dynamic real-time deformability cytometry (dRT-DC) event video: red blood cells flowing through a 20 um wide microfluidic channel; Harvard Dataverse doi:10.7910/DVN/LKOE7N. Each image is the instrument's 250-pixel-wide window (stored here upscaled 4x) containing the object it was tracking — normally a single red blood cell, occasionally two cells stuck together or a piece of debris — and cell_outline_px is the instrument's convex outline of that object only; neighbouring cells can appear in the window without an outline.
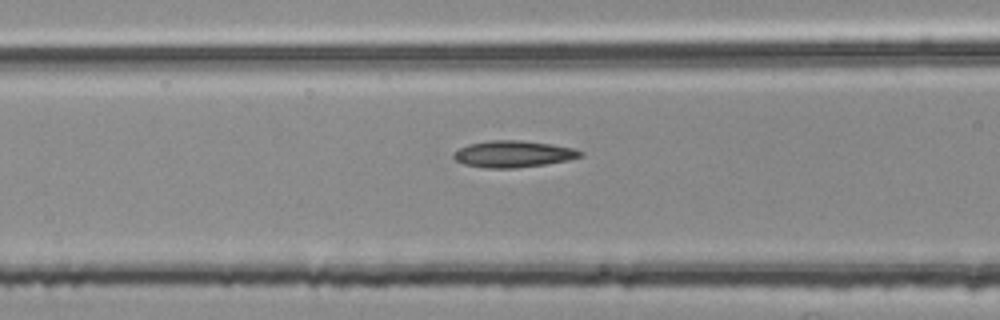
{"species": "common noctule bat (a hibernating species)", "species_latin": "Nyctalus noctula", "temperature_condition": "room temperature", "stored_images_in_passage": 5, "camera_frame_rate_fps": 3000, "um_per_image_px": 0.085, "animal": {"sex": "female", "body_mass_g": 25.1}, "frame": {"image": 1, "passage_image": 5, "time_ms": 1.333, "image_size_px": [1000, 320], "cell_outline_px": [[584, 156], [568, 160], [544, 164], [516, 168], [484, 168], [464, 164], [456, 160], [452, 156], [452, 152], [468, 144], [488, 140], [520, 140], [552, 144], [572, 148], [584, 152]], "centroid_in_image_um": [43.61, 13.09], "position_along_channel_um": 123.0, "area_um2": 19.77}}